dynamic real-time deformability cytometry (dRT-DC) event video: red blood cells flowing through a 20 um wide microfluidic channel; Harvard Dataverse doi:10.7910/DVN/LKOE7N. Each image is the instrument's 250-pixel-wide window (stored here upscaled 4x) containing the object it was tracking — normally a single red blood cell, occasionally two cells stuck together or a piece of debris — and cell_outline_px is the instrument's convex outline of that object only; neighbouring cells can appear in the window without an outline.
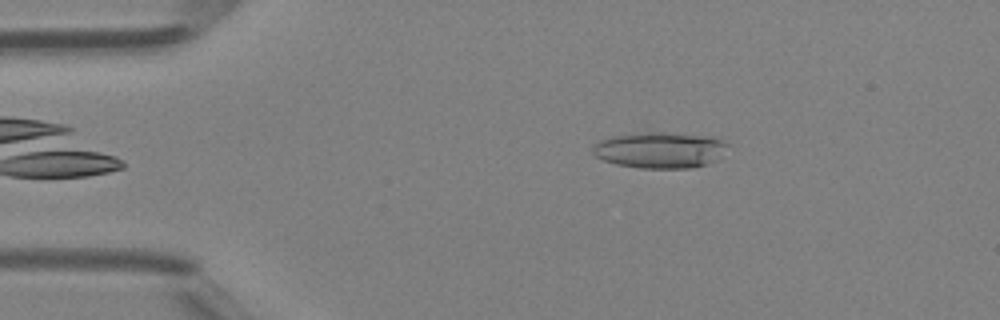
{"species": "Egyptian fruit bat (a non-hibernating species)", "species_latin": "Rousettus aegyptiacus", "temperature_condition": "room temperature", "stored_images_in_passage": 40, "camera_frame_rate_fps": 3000, "um_per_image_px": 0.085, "animal": {"sex": "female"}, "frame": {"image": 1, "passage_image": 1, "time_ms": 0.0, "image_size_px": [1000, 320], "cell_outline_px": [[728, 144], [716, 160], [692, 168], [640, 168], [616, 164], [604, 160], [596, 156], [592, 152], [592, 148], [600, 140], [612, 136], [636, 132], [664, 132], [712, 136], [724, 140]], "centroid_in_image_um": [56.08, 12.74], "position_along_channel_um": 28.9, "area_um2": 28.38}}
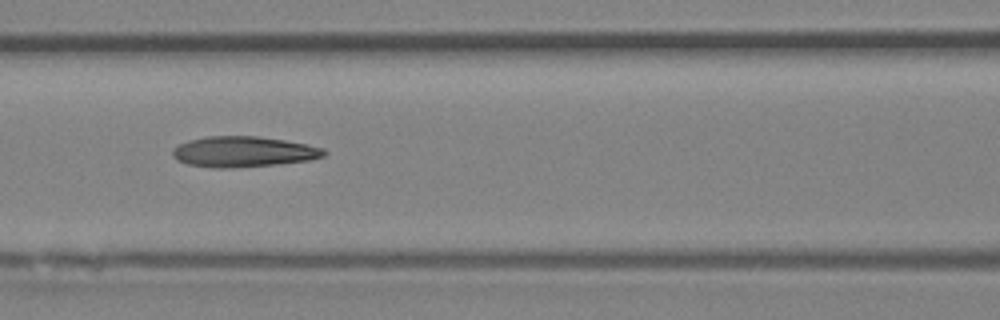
{"frame": {"image": 2, "passage_image": 13, "time_ms": 4.0, "image_size_px": [1000, 320], "cell_outline_px": [[328, 152], [324, 156], [312, 160], [276, 164], [224, 168], [212, 168], [188, 164], [176, 160], [172, 156], [172, 148], [188, 140], [208, 136], [260, 136], [308, 144], [324, 148]], "centroid_in_image_um": [20.7, 12.89], "position_along_channel_um": 145.9, "area_um2": 27.17}}
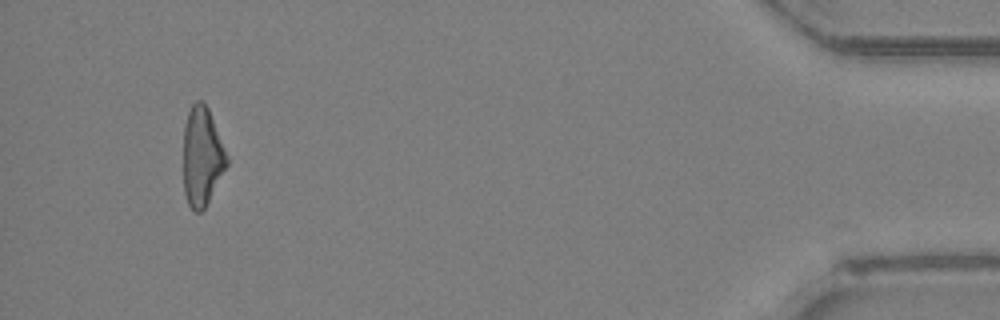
{"frame": {"image": 3, "passage_image": 37, "time_ms": 12.0, "image_size_px": [1000, 320], "cell_outline_px": [[228, 164], [204, 208], [200, 212], [196, 212], [188, 204], [184, 192], [184, 124], [188, 112], [192, 104], [196, 100], [204, 100], [208, 108], [228, 156]], "centroid_in_image_um": [17.17, 13.27], "position_along_channel_um": 418.0, "area_um2": 24.85}, "authors_computed_cell_mechanics": {"area_um2": 26.2412, "velocity_mm_per_s": 4.3433, "shape_relaxation_time_tau1_ms": null, "shape_relaxation_time_tau2_ms": 3.6388, "deformation_change_tau1": null, "deformation_change_tau2": 0.1568}}